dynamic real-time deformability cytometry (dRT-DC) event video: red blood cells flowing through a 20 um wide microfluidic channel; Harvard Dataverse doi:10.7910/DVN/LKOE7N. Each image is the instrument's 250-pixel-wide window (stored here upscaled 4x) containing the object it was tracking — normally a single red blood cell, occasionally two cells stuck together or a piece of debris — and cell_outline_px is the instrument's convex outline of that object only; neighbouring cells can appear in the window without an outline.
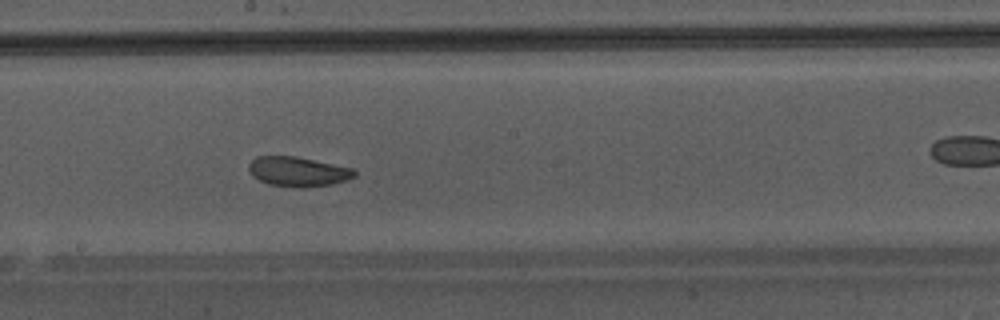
{"species": "Egyptian fruit bat (a non-hibernating species)", "species_latin": "Rousettus aegyptiacus", "temperature_condition": "warm", "stored_images_in_passage": 51, "camera_frame_rate_fps": 3000, "um_per_image_px": 0.085, "animal": {"sex": "male"}, "frame": {"image": 1, "passage_image": 30, "time_ms": 9.667, "image_size_px": [1000, 320], "cell_outline_px": [[356, 176], [348, 180], [332, 184], [296, 188], [268, 184], [252, 176], [248, 168], [248, 164], [256, 156], [296, 156], [352, 168], [356, 172]], "centroid_in_image_um": [25.32, 14.59], "position_along_channel_um": 222.9, "area_um2": 18.32}}